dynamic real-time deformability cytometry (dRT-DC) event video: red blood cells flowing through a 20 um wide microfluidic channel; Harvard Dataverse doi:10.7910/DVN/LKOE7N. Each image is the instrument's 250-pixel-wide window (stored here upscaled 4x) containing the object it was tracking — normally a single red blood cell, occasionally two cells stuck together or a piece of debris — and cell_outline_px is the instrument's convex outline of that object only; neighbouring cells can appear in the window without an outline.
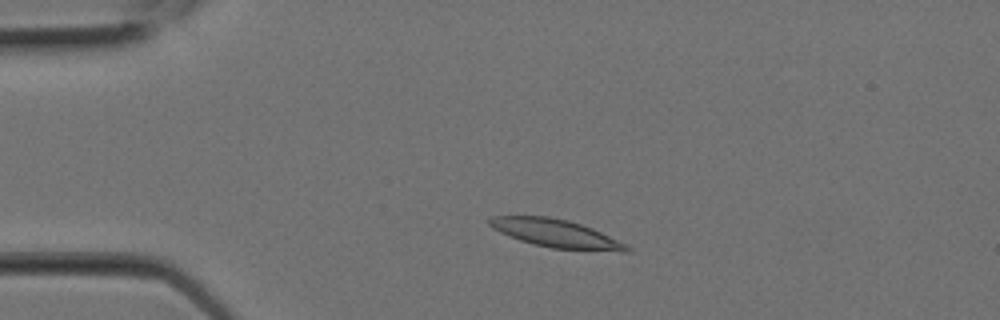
{"species": "Egyptian fruit bat (a non-hibernating species)", "species_latin": "Rousettus aegyptiacus", "temperature_condition": "room temperature", "stored_images_in_passage": 7, "camera_frame_rate_fps": 3000, "um_per_image_px": 0.085, "animal": {"sex": "female"}, "frame": {"image": 1, "passage_image": 4, "time_ms": 1.0, "image_size_px": [1000, 320], "cell_outline_px": [[632, 252], [624, 252], [552, 248], [532, 244], [520, 240], [500, 232], [492, 228], [488, 224], [488, 220], [492, 216], [548, 216], [568, 220], [592, 228], [632, 248]], "centroid_in_image_um": [47.24, 19.84], "position_along_channel_um": 37.8, "area_um2": 22.25}}
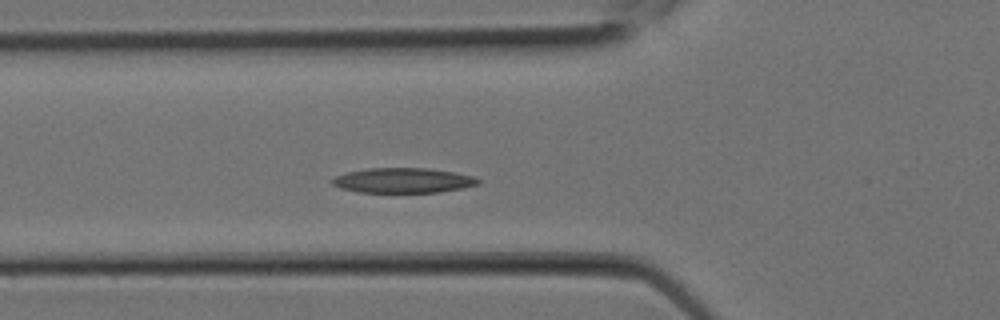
{"frame": {"image": 2, "passage_image": 7, "time_ms": 2.0, "image_size_px": [1000, 320], "cell_outline_px": [[484, 180], [480, 184], [464, 188], [440, 192], [356, 192], [340, 188], [332, 184], [328, 180], [344, 172], [368, 168], [428, 168], [452, 172], [472, 176]], "centroid_in_image_um": [34.25, 15.33], "position_along_channel_um": 91.6, "area_um2": 21.5}}